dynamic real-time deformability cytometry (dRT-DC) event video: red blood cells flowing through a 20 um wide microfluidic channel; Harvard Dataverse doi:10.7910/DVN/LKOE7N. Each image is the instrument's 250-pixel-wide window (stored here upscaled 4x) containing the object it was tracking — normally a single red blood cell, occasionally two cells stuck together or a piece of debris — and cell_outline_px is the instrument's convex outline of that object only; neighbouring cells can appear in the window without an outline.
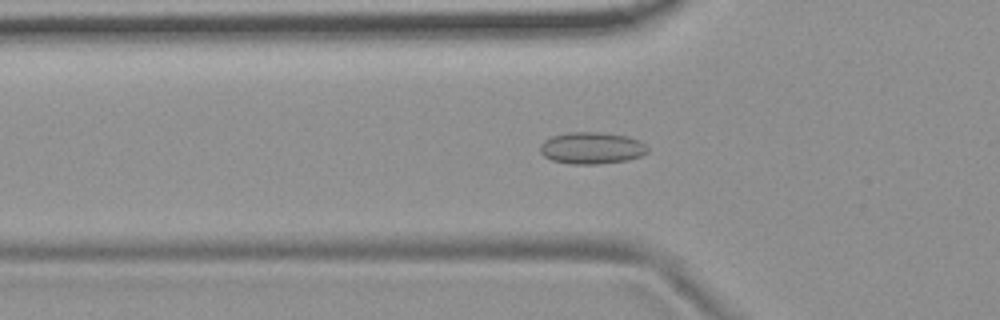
{"species": "common noctule bat (a hibernating species)", "species_latin": "Nyctalus noctula", "temperature_condition": "room temperature", "stored_images_in_passage": 41, "camera_frame_rate_fps": 3000, "um_per_image_px": 0.085, "animal": {"sex": "female", "body_mass_g": 19.9}, "frame": {"image": 1, "passage_image": 4, "time_ms": 1.0, "image_size_px": [1000, 320], "cell_outline_px": [[648, 152], [640, 156], [628, 160], [600, 164], [572, 164], [552, 160], [544, 156], [540, 152], [540, 144], [544, 140], [552, 136], [568, 132], [600, 132], [628, 136], [640, 140], [648, 148]], "centroid_in_image_um": [50.3, 12.58], "position_along_channel_um": 75.5, "area_um2": 20.06}}
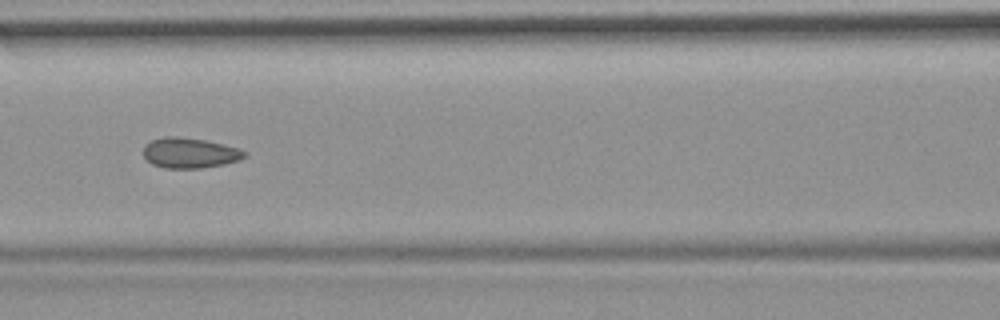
{"frame": {"image": 2, "passage_image": 10, "time_ms": 3.0, "image_size_px": [1000, 320], "cell_outline_px": [[248, 156], [240, 160], [224, 164], [200, 168], [164, 168], [152, 164], [144, 156], [144, 144], [152, 140], [164, 136], [176, 136], [204, 140], [236, 148], [248, 152]], "centroid_in_image_um": [16.12, 13.0], "position_along_channel_um": 150.5, "area_um2": 17.8}}
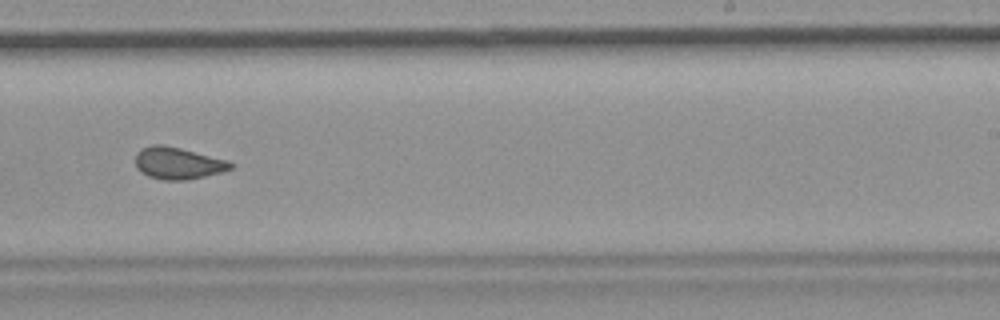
{"frame": {"image": 3, "passage_image": 20, "time_ms": 6.333, "image_size_px": [1000, 320], "cell_outline_px": [[232, 168], [220, 172], [204, 176], [184, 180], [164, 180], [148, 176], [140, 172], [136, 168], [136, 152], [140, 148], [156, 144], [160, 144], [180, 148], [228, 160], [232, 164]], "centroid_in_image_um": [15.08, 13.87], "position_along_channel_um": 273.9, "area_um2": 17.57}, "authors_computed_cell_mechanics": {"area_um2": 17.8024, "velocity_mm_per_s": 3.7215, "shape_relaxation_time_tau1_ms": null, "shape_relaxation_time_tau2_ms": 1.5833, "deformation_change_tau1": null, "deformation_change_tau2": 0.0807}}